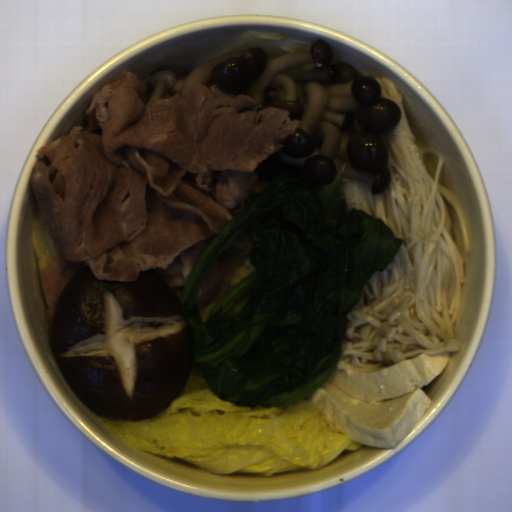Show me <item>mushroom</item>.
I'll use <instances>...</instances> for the list:
<instances>
[{
    "label": "mushroom",
    "mask_w": 512,
    "mask_h": 512,
    "mask_svg": "<svg viewBox=\"0 0 512 512\" xmlns=\"http://www.w3.org/2000/svg\"><path fill=\"white\" fill-rule=\"evenodd\" d=\"M193 335L169 283L153 268L135 282L99 280L83 266L53 312L49 343L78 399L131 423L165 411L192 374Z\"/></svg>",
    "instance_id": "983e1aa8"
}]
</instances>
